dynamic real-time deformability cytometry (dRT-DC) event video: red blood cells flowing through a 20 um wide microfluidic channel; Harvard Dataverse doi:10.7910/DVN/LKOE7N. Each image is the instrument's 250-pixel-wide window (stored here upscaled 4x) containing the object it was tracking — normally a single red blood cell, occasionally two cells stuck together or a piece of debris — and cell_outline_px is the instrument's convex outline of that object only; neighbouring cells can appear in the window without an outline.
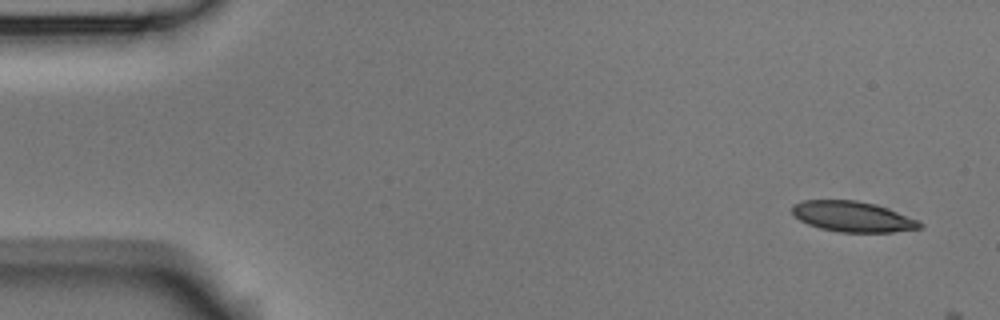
{"species": "Egyptian fruit bat (a non-hibernating species)", "species_latin": "Rousettus aegyptiacus", "temperature_condition": "room temperature", "stored_images_in_passage": 2, "camera_frame_rate_fps": 3000, "um_per_image_px": 0.085, "animal": {"sex": "male"}, "frame": {"image": 1, "passage_image": 1, "time_ms": 0.0, "image_size_px": [1000, 320], "cell_outline_px": [[924, 224], [920, 228], [892, 232], [840, 232], [820, 228], [808, 224], [800, 220], [792, 212], [792, 204], [800, 200], [856, 200], [888, 208], [916, 220]], "centroid_in_image_um": [72.43, 18.41], "position_along_channel_um": 12.6, "area_um2": 22.48}}